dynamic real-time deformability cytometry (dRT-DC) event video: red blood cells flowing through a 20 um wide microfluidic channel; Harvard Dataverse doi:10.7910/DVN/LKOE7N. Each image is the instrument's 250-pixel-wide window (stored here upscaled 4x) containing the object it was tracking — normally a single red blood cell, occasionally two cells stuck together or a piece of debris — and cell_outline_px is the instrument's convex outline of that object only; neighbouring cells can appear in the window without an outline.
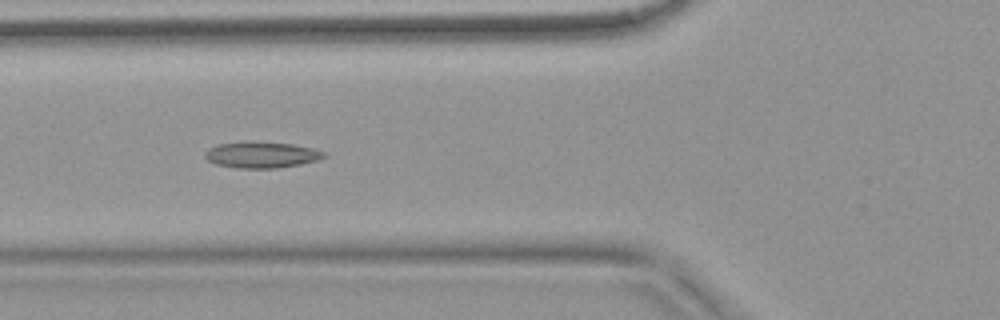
{"species": "common noctule bat (a hibernating species)", "species_latin": "Nyctalus noctula", "temperature_condition": "warm", "stored_images_in_passage": 47, "camera_frame_rate_fps": 3000, "um_per_image_px": 0.085, "animal": {"sex": "female", "body_mass_g": 18.4}, "frame": {"image": 1, "passage_image": 14, "time_ms": 4.333, "image_size_px": [1000, 320], "cell_outline_px": [[328, 156], [320, 160], [300, 164], [276, 168], [236, 168], [216, 164], [208, 160], [204, 156], [204, 152], [208, 148], [220, 144], [244, 140], [252, 140], [292, 144], [312, 148], [324, 152]], "centroid_in_image_um": [22.22, 13.14], "position_along_channel_um": 103.6, "area_um2": 18.5}}
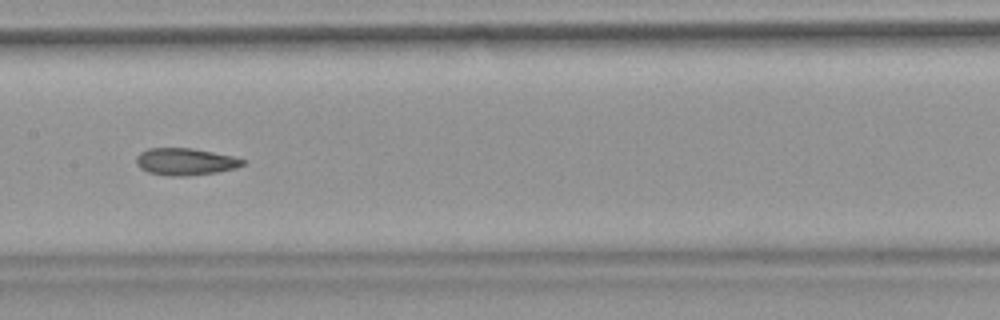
{"frame": {"image": 2, "passage_image": 21, "time_ms": 6.667, "image_size_px": [1000, 320], "cell_outline_px": [[244, 164], [236, 168], [216, 172], [184, 176], [172, 176], [148, 172], [140, 168], [136, 164], [136, 156], [140, 152], [148, 148], [192, 148], [232, 156], [244, 160]], "centroid_in_image_um": [15.71, 13.73], "position_along_channel_um": 191.7, "area_um2": 16.65}, "authors_computed_cell_mechanics": {"area_um2": 17.1666, "velocity_mm_per_s": 3.7798, "shape_relaxation_time_tau1_ms": null, "shape_relaxation_time_tau2_ms": 3.8931, "deformation_change_tau1": null, "deformation_change_tau2": 0.1114}}